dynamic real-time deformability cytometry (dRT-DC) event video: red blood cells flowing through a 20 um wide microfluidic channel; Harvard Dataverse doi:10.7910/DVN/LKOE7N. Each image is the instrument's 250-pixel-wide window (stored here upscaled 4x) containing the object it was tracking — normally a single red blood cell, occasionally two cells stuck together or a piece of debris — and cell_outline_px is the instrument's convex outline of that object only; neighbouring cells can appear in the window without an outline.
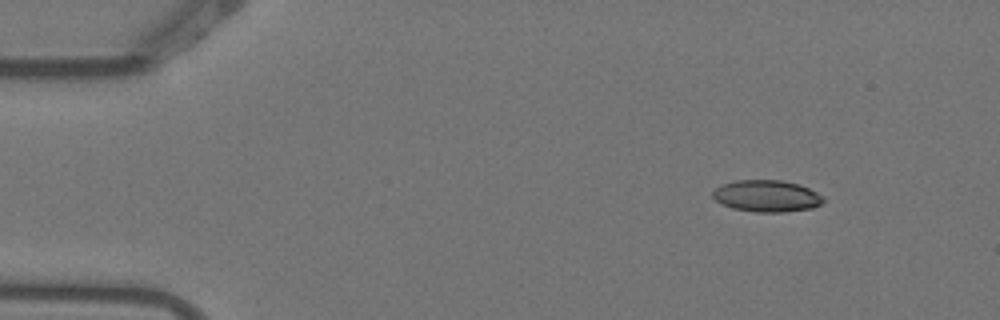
{"species": "Egyptian fruit bat (a non-hibernating species)", "species_latin": "Rousettus aegyptiacus", "temperature_condition": "warm", "stored_images_in_passage": 5, "segment_of_instrument_passage": [1, 2], "camera_frame_rate_fps": 3000, "um_per_image_px": 0.085, "animal": {"sex": "female"}, "frame": {"image": 1, "passage_image": 2, "time_ms": 0.333, "image_size_px": [1000, 320], "cell_outline_px": [[824, 200], [820, 204], [812, 208], [784, 212], [756, 212], [732, 208], [720, 204], [712, 196], [712, 192], [720, 184], [736, 180], [780, 180], [796, 184], [808, 188], [824, 196]], "centroid_in_image_um": [65.13, 16.66], "position_along_channel_um": 19.9, "area_um2": 20.46}}